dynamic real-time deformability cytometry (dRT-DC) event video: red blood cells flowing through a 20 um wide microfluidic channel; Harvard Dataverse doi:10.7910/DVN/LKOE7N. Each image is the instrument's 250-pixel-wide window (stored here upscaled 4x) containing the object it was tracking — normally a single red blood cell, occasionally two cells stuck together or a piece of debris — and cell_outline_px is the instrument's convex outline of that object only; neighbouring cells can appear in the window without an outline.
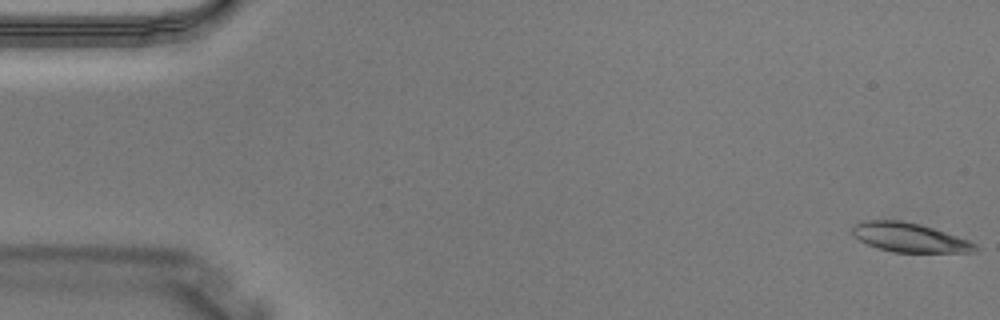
{"species": "Egyptian fruit bat (a non-hibernating species)", "species_latin": "Rousettus aegyptiacus", "temperature_condition": "warm", "stored_images_in_passage": 4, "camera_frame_rate_fps": 3000, "um_per_image_px": 0.085, "animal": {"sex": "male"}, "frame": {"image": 1, "passage_image": 1, "time_ms": 0.0, "image_size_px": [1000, 320], "cell_outline_px": [[980, 248], [976, 252], [892, 252], [868, 244], [852, 236], [852, 224], [860, 220], [904, 220], [920, 224], [968, 240], [976, 244]], "centroid_in_image_um": [77.27, 20.17], "position_along_channel_um": 7.7, "area_um2": 20.92}}
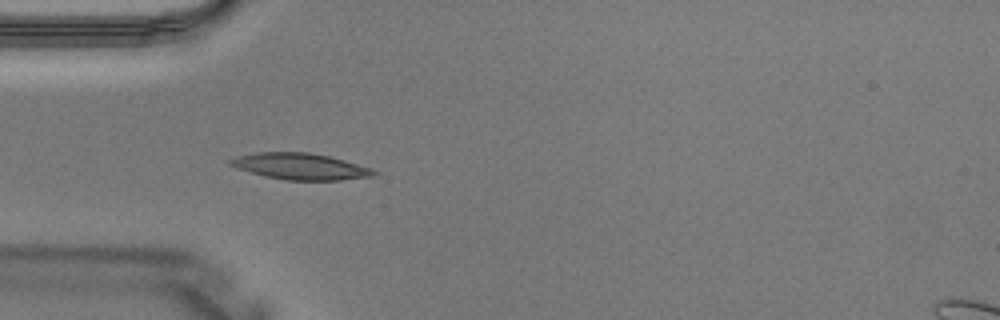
{"frame": {"image": 2, "passage_image": 4, "time_ms": 1.0, "image_size_px": [1000, 320], "cell_outline_px": [[380, 172], [376, 176], [340, 180], [288, 180], [264, 176], [228, 164], [228, 160], [236, 156], [256, 152], [308, 152], [328, 156], [344, 160], [372, 168]], "centroid_in_image_um": [25.58, 14.14], "position_along_channel_um": 59.4, "area_um2": 22.02}}